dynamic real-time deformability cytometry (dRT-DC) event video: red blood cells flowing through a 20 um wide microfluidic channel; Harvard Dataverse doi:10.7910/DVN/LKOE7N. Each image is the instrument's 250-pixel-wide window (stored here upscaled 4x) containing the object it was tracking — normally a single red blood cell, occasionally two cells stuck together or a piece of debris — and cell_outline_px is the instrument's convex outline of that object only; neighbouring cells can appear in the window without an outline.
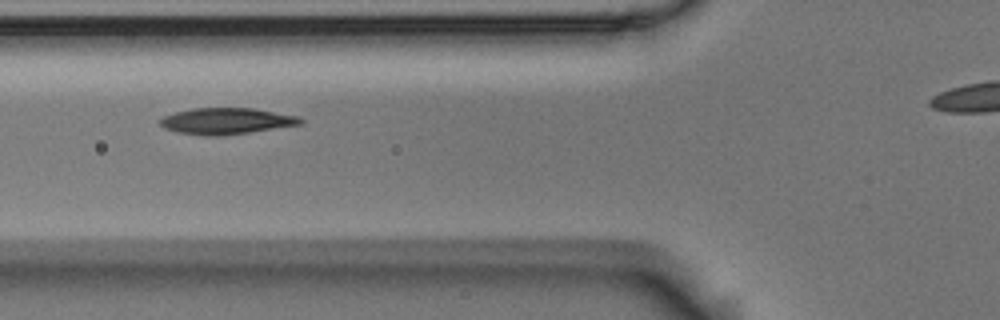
{"species": "Egyptian fruit bat (a non-hibernating species)", "species_latin": "Rousettus aegyptiacus", "temperature_condition": "room temperature", "stored_images_in_passage": 7, "segment_of_instrument_passage": [1, 2], "camera_frame_rate_fps": 3000, "um_per_image_px": 0.085, "animal": {"sex": "male"}, "frame": {"image": 1, "passage_image": 2, "time_ms": 0.333, "image_size_px": [1000, 320], "cell_outline_px": [[304, 124], [220, 136], [204, 136], [180, 132], [164, 128], [160, 124], [160, 120], [164, 116], [176, 112], [192, 108], [252, 108], [300, 116], [304, 120]], "centroid_in_image_um": [19.28, 10.28], "position_along_channel_um": 106.5, "area_um2": 21.44}}
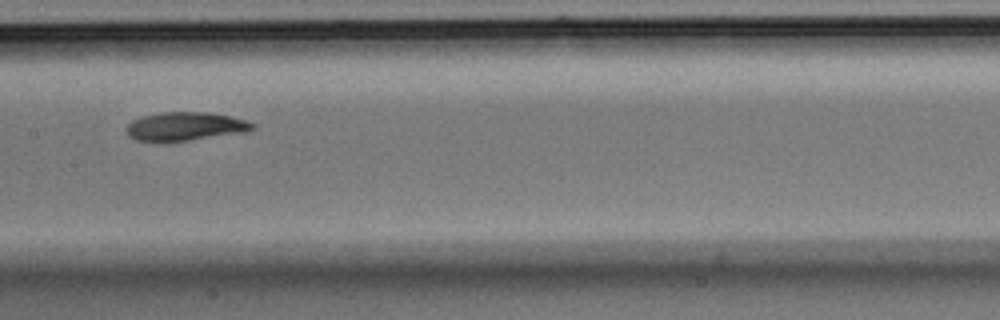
{"frame": {"image": 2, "passage_image": 4, "time_ms": 1.0, "image_size_px": [1000, 320], "cell_outline_px": [[256, 128], [244, 132], [164, 144], [160, 144], [136, 140], [128, 136], [124, 128], [132, 120], [144, 116], [160, 112], [208, 112], [228, 116], [244, 120], [256, 124]], "centroid_in_image_um": [15.66, 10.78], "position_along_channel_um": 191.7, "area_um2": 21.5}}
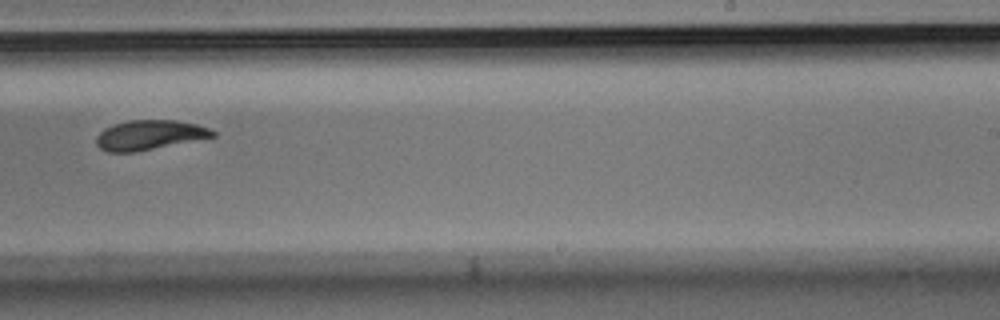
{"frame": {"image": 3, "passage_image": 6, "time_ms": 1.667, "image_size_px": [1000, 320], "cell_outline_px": [[216, 136], [136, 152], [108, 152], [100, 148], [96, 144], [96, 136], [104, 128], [112, 124], [128, 120], [176, 120], [196, 124], [208, 128], [216, 132]], "centroid_in_image_um": [12.67, 11.47], "position_along_channel_um": 276.3, "area_um2": 20.17}}